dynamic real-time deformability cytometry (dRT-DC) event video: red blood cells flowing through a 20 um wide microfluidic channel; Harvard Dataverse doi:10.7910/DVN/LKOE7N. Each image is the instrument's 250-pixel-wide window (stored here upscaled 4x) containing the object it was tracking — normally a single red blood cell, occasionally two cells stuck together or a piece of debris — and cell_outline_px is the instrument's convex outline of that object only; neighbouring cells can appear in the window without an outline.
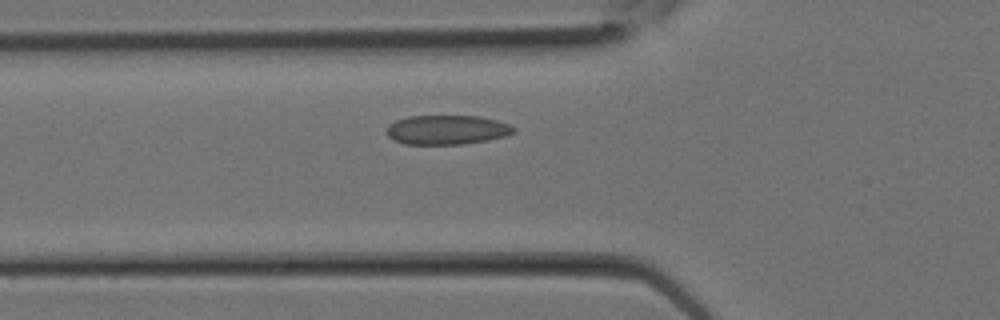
{"species": "Egyptian fruit bat (a non-hibernating species)", "species_latin": "Rousettus aegyptiacus", "temperature_condition": "room temperature", "stored_images_in_passage": 9, "camera_frame_rate_fps": 3000, "um_per_image_px": 0.085, "animal": {"sex": "female"}, "frame": {"image": 1, "passage_image": 7, "time_ms": 2.0, "image_size_px": [1000, 320], "cell_outline_px": [[516, 132], [504, 136], [488, 140], [464, 144], [404, 144], [388, 136], [388, 124], [396, 120], [408, 116], [480, 116], [496, 120], [508, 124], [516, 128]], "centroid_in_image_um": [38.01, 11.03], "position_along_channel_um": 87.8, "area_um2": 21.68}}
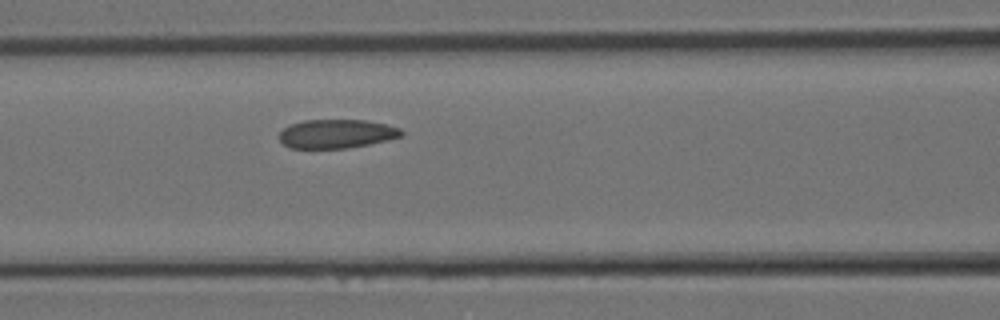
{"frame": {"image": 2, "passage_image": 9, "time_ms": 2.667, "image_size_px": [1000, 320], "cell_outline_px": [[404, 136], [388, 140], [348, 148], [288, 148], [280, 140], [280, 132], [284, 128], [292, 124], [304, 120], [364, 120], [384, 124], [400, 128], [404, 132]], "centroid_in_image_um": [28.63, 11.37], "position_along_channel_um": 138.0, "area_um2": 20.46}}